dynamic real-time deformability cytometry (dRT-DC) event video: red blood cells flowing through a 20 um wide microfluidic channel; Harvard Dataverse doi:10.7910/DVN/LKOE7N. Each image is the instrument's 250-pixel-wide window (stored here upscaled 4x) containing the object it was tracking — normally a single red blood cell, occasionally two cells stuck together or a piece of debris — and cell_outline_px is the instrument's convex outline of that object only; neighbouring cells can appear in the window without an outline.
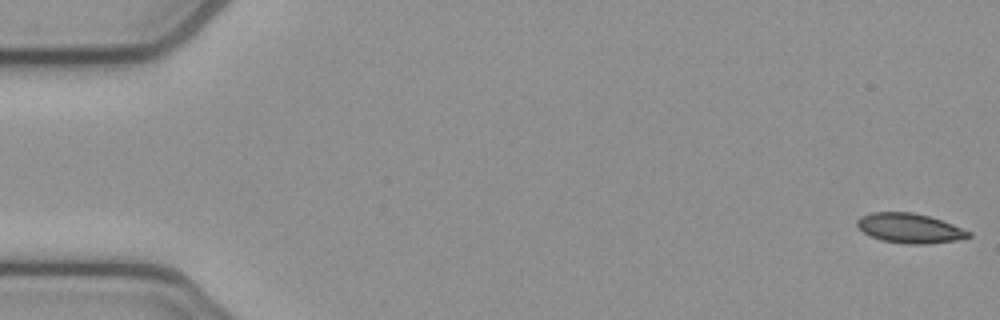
{"species": "common noctule bat (a hibernating species)", "species_latin": "Nyctalus noctula", "temperature_condition": "cold", "stored_images_in_passage": 53, "camera_frame_rate_fps": 3000, "um_per_image_px": 0.085, "animal": {"sex": "female", "body_mass_g": 21.9}, "frame": {"image": 1, "passage_image": 1, "time_ms": 0.0, "image_size_px": [1000, 320], "cell_outline_px": [[972, 236], [956, 240], [924, 244], [904, 244], [880, 240], [864, 232], [856, 224], [856, 220], [860, 216], [872, 212], [912, 212], [928, 216], [952, 224], [972, 232]], "centroid_in_image_um": [77.31, 19.4], "position_along_channel_um": 7.7, "area_um2": 19.19}}
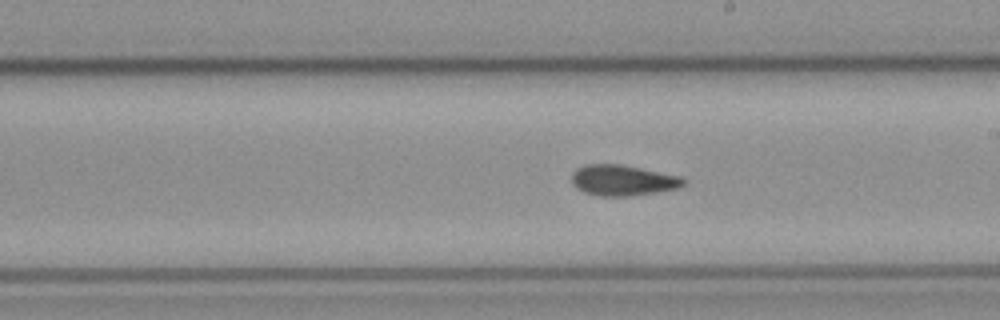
{"frame": {"image": 2, "passage_image": 30, "time_ms": 9.667, "image_size_px": [1000, 320], "cell_outline_px": [[688, 180], [680, 188], [656, 192], [628, 196], [596, 196], [584, 192], [576, 188], [572, 184], [572, 172], [576, 168], [584, 164], [620, 164], [680, 176]], "centroid_in_image_um": [52.92, 15.33], "position_along_channel_um": 236.1, "area_um2": 20.17}}
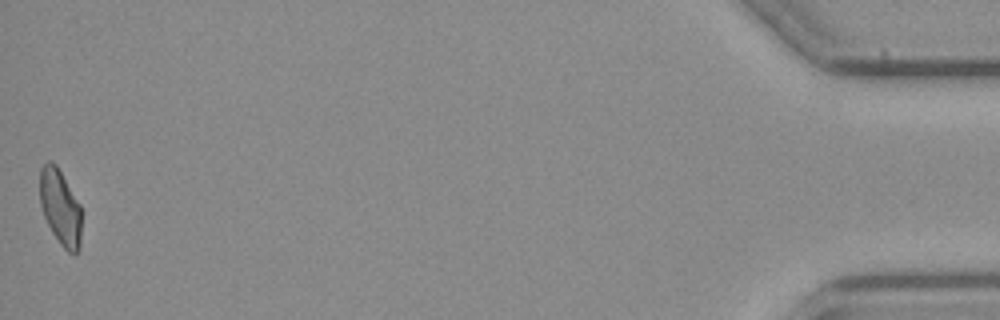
{"frame": {"image": 3, "passage_image": 53, "time_ms": 17.333, "image_size_px": [1000, 320], "cell_outline_px": [[80, 248], [76, 256], [68, 252], [60, 244], [52, 232], [44, 216], [40, 204], [40, 168], [48, 160], [56, 164], [80, 204]], "centroid_in_image_um": [5.12, 17.64], "position_along_channel_um": 430.1, "area_um2": 18.32}, "authors_computed_cell_mechanics": {"area_um2": 19.652, "velocity_mm_per_s": 3.8448, "shape_relaxation_time_tau1_ms": null, "shape_relaxation_time_tau2_ms": 8.5273, "deformation_change_tau1": null, "deformation_change_tau2": 0.1039}}